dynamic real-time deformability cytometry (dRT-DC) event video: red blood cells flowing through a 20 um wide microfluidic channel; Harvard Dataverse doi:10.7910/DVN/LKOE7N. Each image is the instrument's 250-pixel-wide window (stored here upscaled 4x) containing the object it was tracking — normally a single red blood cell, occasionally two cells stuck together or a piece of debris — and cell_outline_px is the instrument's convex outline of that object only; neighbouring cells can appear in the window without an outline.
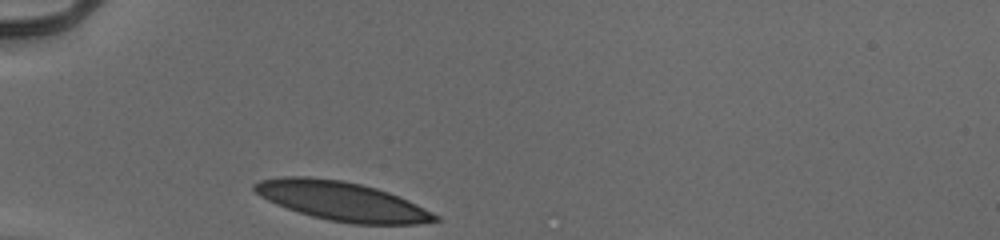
{"species": "human", "species_latin": "Homo sapiens", "temperature_condition": "cold", "stored_images_in_passage": 28, "camera_frame_rate_fps": 3000, "um_per_image_px": 0.085, "donor": {"sex": "male"}, "frame": {"image": 1, "passage_image": 1, "time_ms": 0.0, "image_size_px": [1000, 240], "cell_outline_px": [[440, 220], [416, 224], [352, 224], [328, 220], [312, 216], [276, 204], [260, 196], [252, 188], [252, 184], [260, 180], [280, 176], [308, 176], [340, 180], [360, 184], [376, 188], [400, 196], [440, 216]], "centroid_in_image_um": [29.05, 17.09], "position_along_channel_um": 55.9, "area_um2": 40.98}}
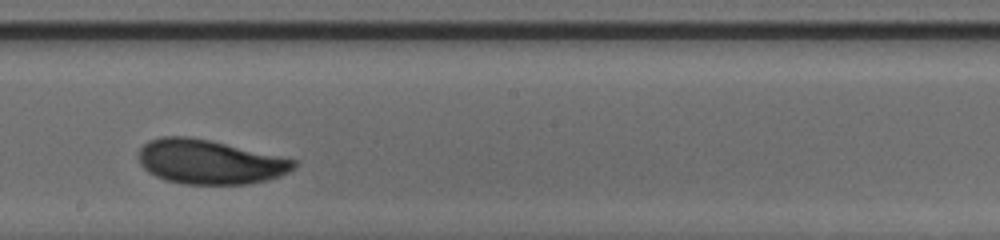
{"frame": {"image": 2, "passage_image": 16, "time_ms": 5.0, "image_size_px": [1000, 240], "cell_outline_px": [[296, 168], [280, 176], [268, 180], [248, 184], [184, 184], [164, 180], [148, 172], [140, 164], [140, 148], [148, 140], [160, 136], [188, 136], [208, 140], [296, 160]], "centroid_in_image_um": [17.8, 13.77], "position_along_channel_um": 230.4, "area_um2": 39.94}}
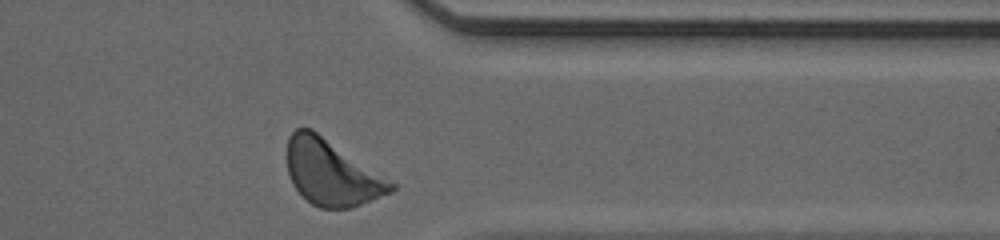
{"frame": {"image": 3, "passage_image": 28, "time_ms": 9.0, "image_size_px": [1000, 240], "cell_outline_px": [[396, 188], [392, 192], [352, 208], [320, 208], [312, 204], [292, 184], [288, 172], [284, 156], [288, 136], [296, 128], [312, 128], [396, 184]], "centroid_in_image_um": [28.14, 14.66], "position_along_channel_um": 383.3, "area_um2": 39.88}, "authors_computed_cell_mechanics": {"area_um2": 40.0554, "velocity_mm_per_s": 3.8824, "shape_relaxation_time_tau1_ms": 2.711, "shape_relaxation_time_tau2_ms": 3.794, "deformation_change_tau1": 0.111, "deformation_change_tau2": 0.0907}}